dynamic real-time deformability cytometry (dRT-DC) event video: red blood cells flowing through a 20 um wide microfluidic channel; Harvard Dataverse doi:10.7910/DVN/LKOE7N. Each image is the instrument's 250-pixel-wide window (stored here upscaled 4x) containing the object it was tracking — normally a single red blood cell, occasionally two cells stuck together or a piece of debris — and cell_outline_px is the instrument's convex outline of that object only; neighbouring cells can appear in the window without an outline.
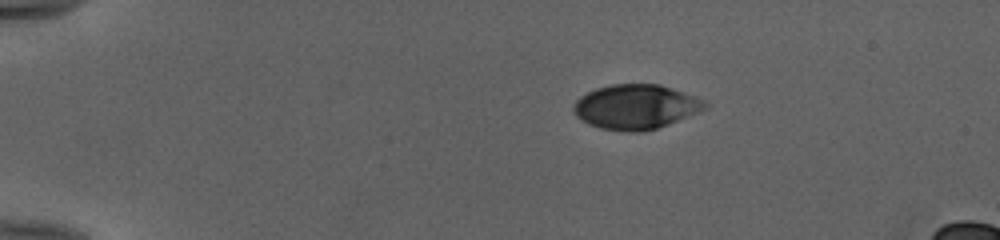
{"species": "human", "species_latin": "Homo sapiens", "temperature_condition": "cold", "stored_images_in_passage": 43, "camera_frame_rate_fps": 3000, "um_per_image_px": 0.085, "donor": {"sex": "female"}, "frame": {"image": 1, "passage_image": 1, "time_ms": 0.0, "image_size_px": [1000, 240], "cell_outline_px": [[708, 108], [700, 112], [668, 124], [656, 128], [640, 132], [628, 132], [600, 128], [588, 124], [580, 120], [572, 112], [572, 104], [580, 96], [596, 88], [612, 84], [660, 84], [696, 96], [704, 100], [708, 104]], "centroid_in_image_um": [54.03, 9.08], "position_along_channel_um": 31.0, "area_um2": 34.51}}
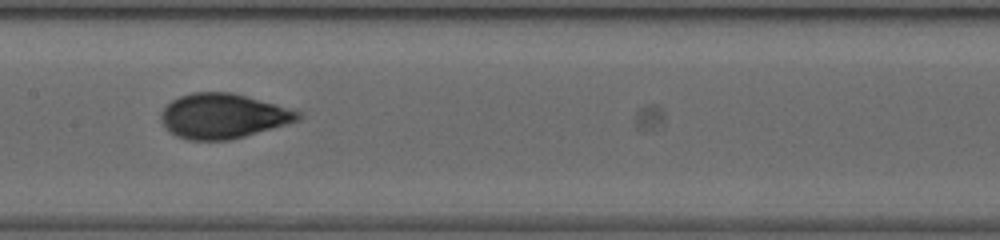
{"frame": {"image": 2, "passage_image": 19, "time_ms": 6.0, "image_size_px": [1000, 240], "cell_outline_px": [[304, 116], [300, 120], [244, 136], [228, 140], [188, 140], [176, 136], [160, 120], [160, 112], [172, 100], [180, 96], [192, 92], [232, 92], [276, 104], [300, 112]], "centroid_in_image_um": [18.96, 9.85], "position_along_channel_um": 188.4, "area_um2": 35.6}}
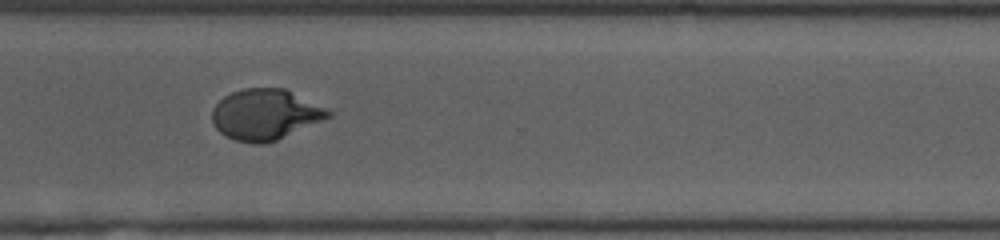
{"frame": {"image": 3, "passage_image": 31, "time_ms": 10.0, "image_size_px": [1000, 240], "cell_outline_px": [[332, 116], [276, 140], [264, 144], [252, 144], [236, 140], [220, 132], [212, 124], [212, 108], [224, 96], [232, 92], [244, 88], [284, 88], [328, 108], [332, 112]], "centroid_in_image_um": [22.55, 9.73], "position_along_channel_um": 348.1, "area_um2": 34.28}, "authors_computed_cell_mechanics": {"area_um2": 35.258, "velocity_mm_per_s": 3.9992, "shape_relaxation_time_tau1_ms": 4.97, "shape_relaxation_time_tau2_ms": null, "deformation_change_tau1": 0.2069, "deformation_change_tau2": null}}